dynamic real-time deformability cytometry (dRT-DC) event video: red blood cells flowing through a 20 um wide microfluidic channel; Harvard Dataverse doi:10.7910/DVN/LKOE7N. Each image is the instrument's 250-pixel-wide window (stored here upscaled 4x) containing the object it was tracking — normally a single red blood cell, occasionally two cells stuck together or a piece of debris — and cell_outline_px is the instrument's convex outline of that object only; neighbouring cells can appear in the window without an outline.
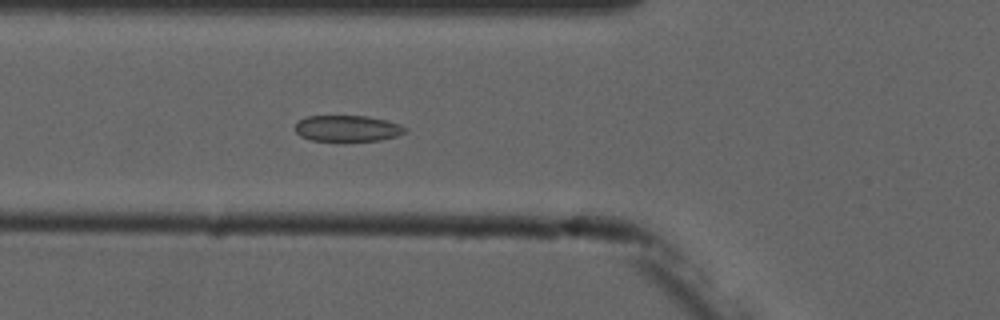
{"species": "common noctule bat (a hibernating species)", "species_latin": "Nyctalus noctula", "temperature_condition": "cold", "stored_images_in_passage": 6, "camera_frame_rate_fps": 3000, "um_per_image_px": 0.085, "animal": {"sex": "male", "forearm_length_mm": 52.5}, "frame": {"image": 1, "passage_image": 6, "time_ms": 6.0, "image_size_px": [1000, 320], "cell_outline_px": [[408, 128], [404, 132], [396, 136], [380, 140], [312, 140], [300, 136], [292, 128], [300, 120], [308, 116], [368, 116], [400, 124]], "centroid_in_image_um": [29.51, 10.9], "position_along_channel_um": 96.3, "area_um2": 16.53}}